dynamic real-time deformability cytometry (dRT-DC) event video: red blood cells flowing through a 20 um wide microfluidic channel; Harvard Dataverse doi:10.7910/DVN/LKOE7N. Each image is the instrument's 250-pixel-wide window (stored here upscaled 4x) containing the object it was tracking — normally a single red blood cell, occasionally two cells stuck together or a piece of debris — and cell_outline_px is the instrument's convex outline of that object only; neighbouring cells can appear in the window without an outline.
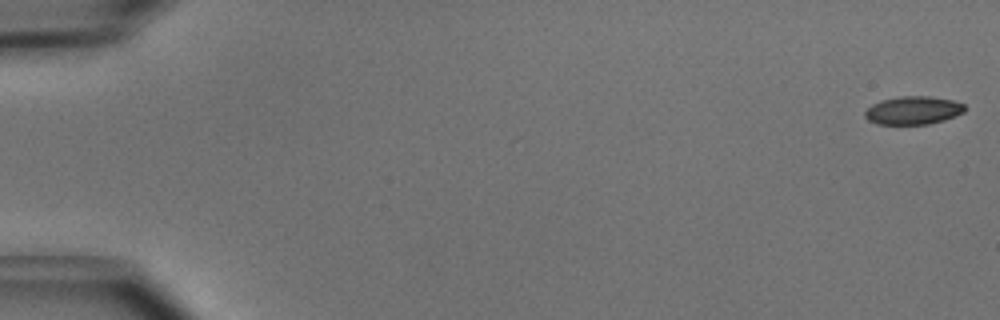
{"species": "common noctule bat (a hibernating species)", "species_latin": "Nyctalus noctula", "temperature_condition": "cold", "stored_images_in_passage": 41, "camera_frame_rate_fps": 3000, "um_per_image_px": 0.085, "animal": {"sex": "male", "body_mass_g": 15.6}, "frame": {"image": 1, "passage_image": 1, "time_ms": 0.0, "image_size_px": [1000, 320], "cell_outline_px": [[964, 112], [944, 120], [928, 124], [876, 124], [868, 120], [864, 116], [864, 112], [872, 104], [880, 100], [900, 96], [928, 96], [952, 100], [964, 104]], "centroid_in_image_um": [77.58, 9.38], "position_along_channel_um": 7.4, "area_um2": 16.36}}
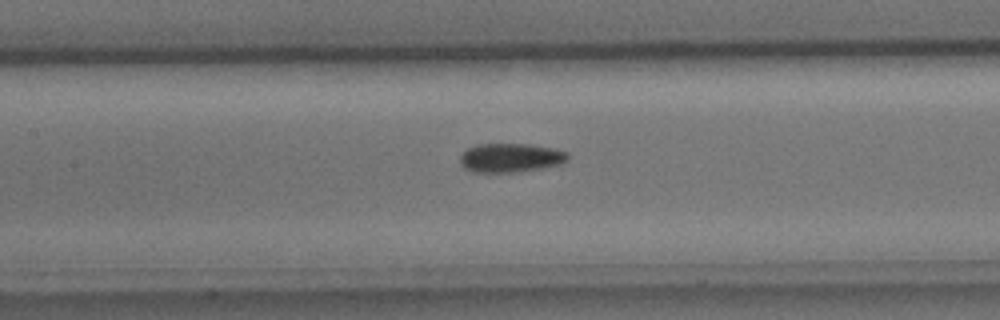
{"frame": {"image": 2, "passage_image": 24, "time_ms": 7.667, "image_size_px": [1000, 320], "cell_outline_px": [[568, 160], [560, 164], [540, 168], [516, 172], [472, 172], [464, 168], [460, 164], [460, 156], [468, 148], [476, 144], [528, 144], [552, 148], [568, 152]], "centroid_in_image_um": [43.37, 13.41], "position_along_channel_um": 164.0, "area_um2": 18.15}}
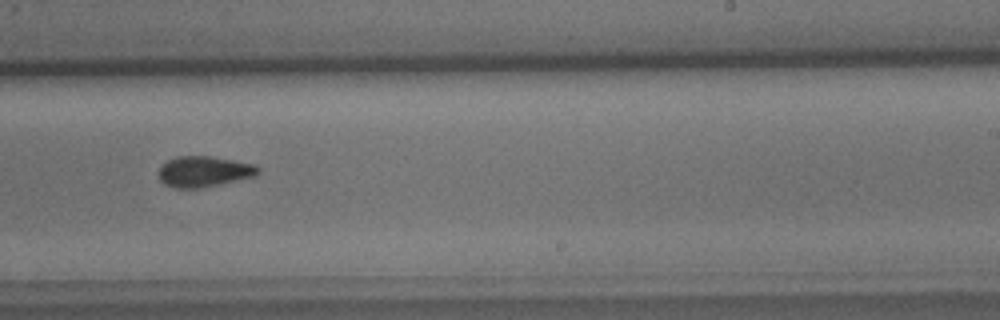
{"frame": {"image": 3, "passage_image": 32, "time_ms": 10.333, "image_size_px": [1000, 320], "cell_outline_px": [[260, 172], [256, 176], [220, 184], [200, 188], [176, 188], [164, 184], [160, 180], [156, 172], [168, 160], [176, 156], [212, 156], [256, 164], [260, 168]], "centroid_in_image_um": [17.35, 14.58], "position_along_channel_um": 271.6, "area_um2": 18.03}}